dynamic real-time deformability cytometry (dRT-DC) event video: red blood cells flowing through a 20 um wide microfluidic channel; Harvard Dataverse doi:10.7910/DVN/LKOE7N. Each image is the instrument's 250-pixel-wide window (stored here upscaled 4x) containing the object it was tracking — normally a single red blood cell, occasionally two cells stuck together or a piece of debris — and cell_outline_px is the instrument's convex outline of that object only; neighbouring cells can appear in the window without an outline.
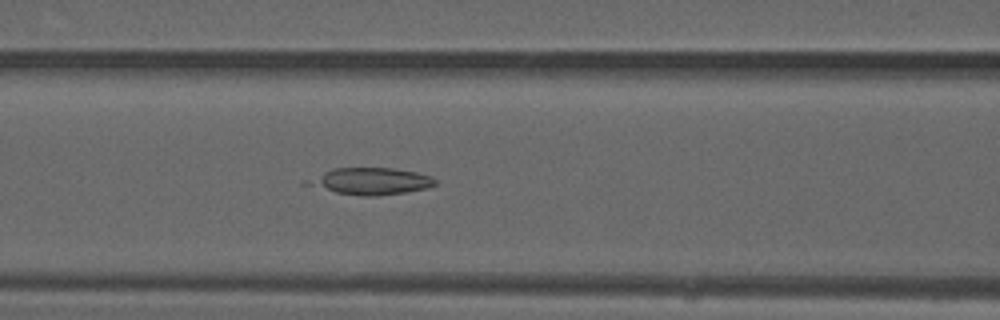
{"species": "common noctule bat (a hibernating species)", "species_latin": "Nyctalus noctula", "temperature_condition": "warm", "stored_images_in_passage": 50, "camera_frame_rate_fps": 3000, "um_per_image_px": 0.085, "animal": {"sex": "male", "forearm_length_mm": 52.5}, "frame": {"image": 1, "passage_image": 21, "time_ms": 6.667, "image_size_px": [1000, 320], "cell_outline_px": [[436, 184], [428, 188], [380, 196], [360, 196], [336, 192], [320, 184], [316, 180], [324, 172], [332, 168], [392, 168], [416, 172], [432, 176], [436, 180]], "centroid_in_image_um": [31.81, 15.39], "position_along_channel_um": 134.8, "area_um2": 18.73}}
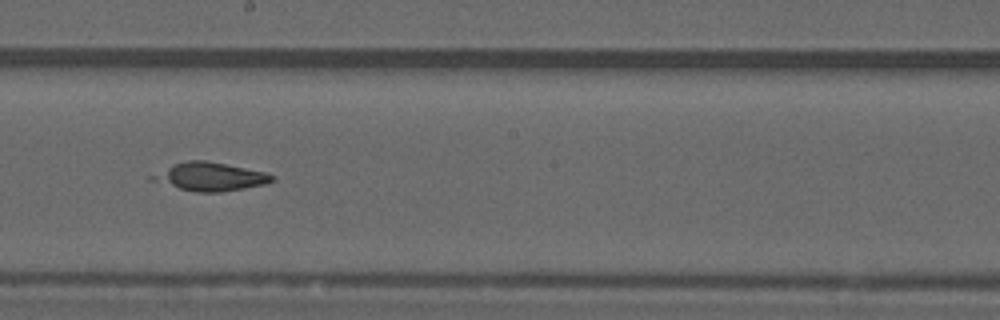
{"frame": {"image": 2, "passage_image": 28, "time_ms": 9.0, "image_size_px": [1000, 320], "cell_outline_px": [[276, 180], [264, 184], [244, 188], [220, 192], [196, 192], [148, 180], [148, 176], [172, 164], [188, 160], [204, 160], [264, 172], [276, 176]], "centroid_in_image_um": [17.81, 15.02], "position_along_channel_um": 230.4, "area_um2": 19.65}}
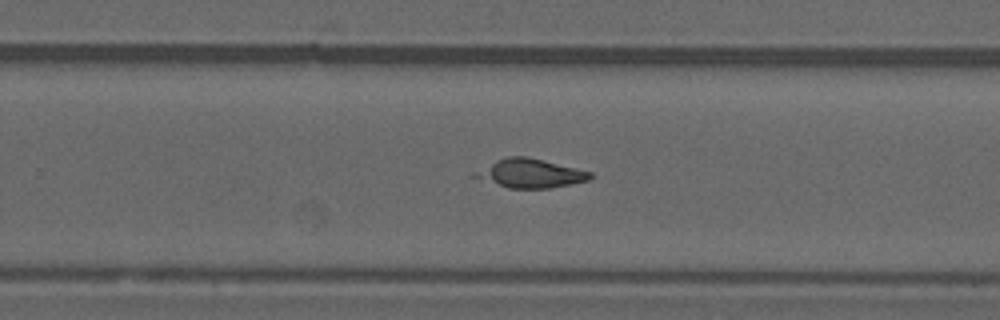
{"frame": {"image": 3, "passage_image": 32, "time_ms": 10.333, "image_size_px": [1000, 320], "cell_outline_px": [[592, 176], [588, 180], [552, 188], [508, 188], [472, 176], [472, 172], [496, 160], [508, 156], [524, 156], [544, 160], [592, 172]], "centroid_in_image_um": [45.05, 14.73], "position_along_channel_um": 284.7, "area_um2": 19.19}}